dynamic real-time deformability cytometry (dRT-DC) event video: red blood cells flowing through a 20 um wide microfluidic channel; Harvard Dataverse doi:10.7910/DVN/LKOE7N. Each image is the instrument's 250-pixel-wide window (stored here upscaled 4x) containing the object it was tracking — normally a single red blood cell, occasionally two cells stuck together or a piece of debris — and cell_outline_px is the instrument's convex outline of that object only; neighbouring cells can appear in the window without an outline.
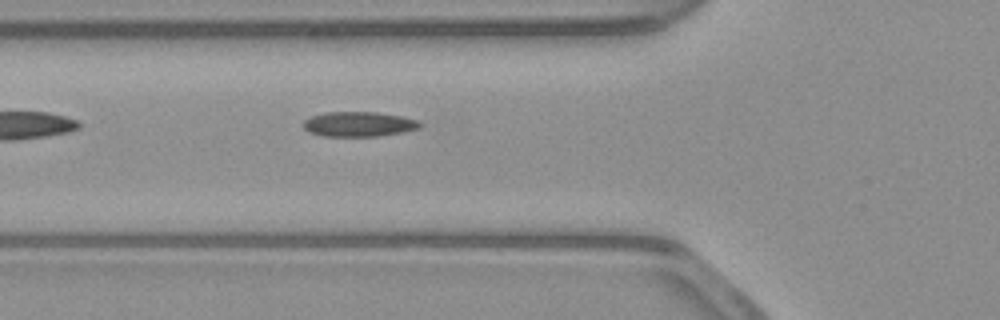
{"species": "common noctule bat (a hibernating species)", "species_latin": "Nyctalus noctula", "temperature_condition": "warm", "stored_images_in_passage": 35, "camera_frame_rate_fps": 3000, "um_per_image_px": 0.085, "animal": {"sex": "male", "body_mass_g": 23.1, "forearm_length_mm": 52.7}, "frame": {"image": 1, "passage_image": 4, "time_ms": 1.0, "image_size_px": [1000, 320], "cell_outline_px": [[424, 124], [420, 128], [380, 136], [324, 136], [308, 132], [304, 128], [304, 120], [312, 116], [324, 112], [376, 112], [400, 116], [420, 120]], "centroid_in_image_um": [30.52, 10.55], "position_along_channel_um": 95.3, "area_um2": 16.94}}
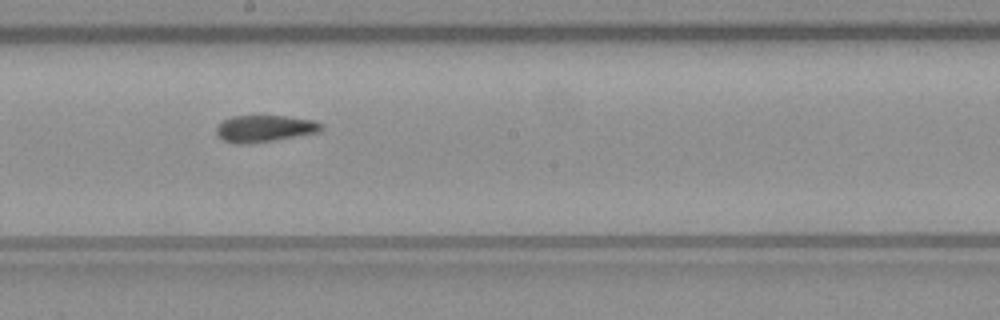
{"frame": {"image": 2, "passage_image": 14, "time_ms": 4.333, "image_size_px": [1000, 320], "cell_outline_px": [[324, 128], [320, 132], [276, 140], [248, 144], [236, 144], [224, 140], [216, 132], [216, 128], [224, 120], [232, 116], [288, 116], [312, 120], [324, 124]], "centroid_in_image_um": [22.54, 10.93], "position_along_channel_um": 225.7, "area_um2": 16.42}}
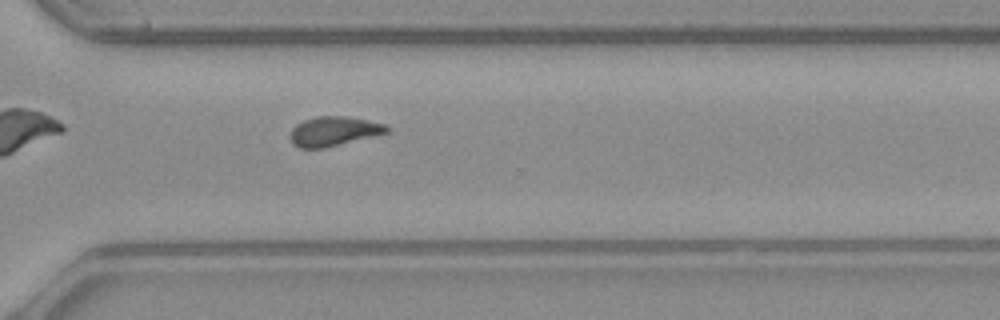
{"frame": {"image": 3, "passage_image": 23, "time_ms": 7.333, "image_size_px": [1000, 320], "cell_outline_px": [[392, 128], [388, 132], [324, 148], [300, 148], [292, 144], [292, 128], [296, 124], [304, 120], [316, 116], [344, 116], [384, 124]], "centroid_in_image_um": [28.36, 11.15], "position_along_channel_um": 342.2, "area_um2": 16.24}}